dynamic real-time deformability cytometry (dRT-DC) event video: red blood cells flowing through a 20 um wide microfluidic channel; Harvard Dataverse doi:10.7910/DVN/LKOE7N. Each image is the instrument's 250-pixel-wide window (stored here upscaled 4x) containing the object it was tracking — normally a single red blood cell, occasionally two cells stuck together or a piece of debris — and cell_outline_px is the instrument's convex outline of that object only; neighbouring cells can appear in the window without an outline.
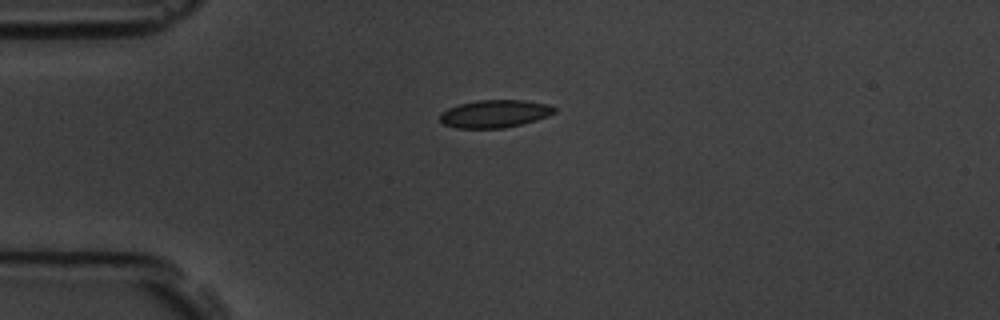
{"species": "common noctule bat (a hibernating species)", "species_latin": "Nyctalus noctula", "temperature_condition": "room temperature", "stored_images_in_passage": 5, "camera_frame_rate_fps": 3000, "um_per_image_px": 0.085, "animal": {"sex": "male", "body_mass_g": 19.5, "forearm_length_mm": 54.6}, "frame": {"image": 1, "passage_image": 5, "time_ms": 5.333, "image_size_px": [1000, 320], "cell_outline_px": [[556, 112], [548, 116], [536, 120], [504, 128], [456, 128], [444, 124], [440, 120], [440, 112], [448, 108], [460, 104], [476, 100], [524, 100], [548, 104], [556, 108]], "centroid_in_image_um": [42.05, 9.66], "position_along_channel_um": 42.9, "area_um2": 18.5}}